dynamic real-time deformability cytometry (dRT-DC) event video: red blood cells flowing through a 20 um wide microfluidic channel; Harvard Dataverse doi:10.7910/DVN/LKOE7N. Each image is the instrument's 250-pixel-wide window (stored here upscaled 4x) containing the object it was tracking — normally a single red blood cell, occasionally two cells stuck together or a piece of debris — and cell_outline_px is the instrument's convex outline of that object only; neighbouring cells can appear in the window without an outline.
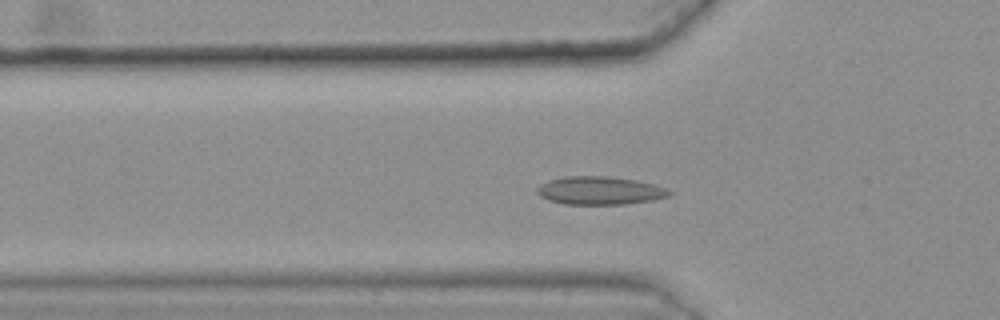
{"species": "common noctule bat (a hibernating species)", "species_latin": "Nyctalus noctula", "temperature_condition": "warm", "stored_images_in_passage": 43, "camera_frame_rate_fps": 3000, "um_per_image_px": 0.085, "animal": {"sex": "female", "body_mass_g": 25.1}, "frame": {"image": 1, "passage_image": 15, "time_ms": 4.667, "image_size_px": [1000, 320], "cell_outline_px": [[672, 192], [668, 196], [652, 200], [624, 204], [564, 204], [548, 200], [540, 196], [536, 192], [536, 188], [540, 184], [548, 180], [564, 176], [608, 176], [636, 180], [652, 184], [664, 188]], "centroid_in_image_um": [50.92, 16.19], "position_along_channel_um": 74.9, "area_um2": 21.62}}
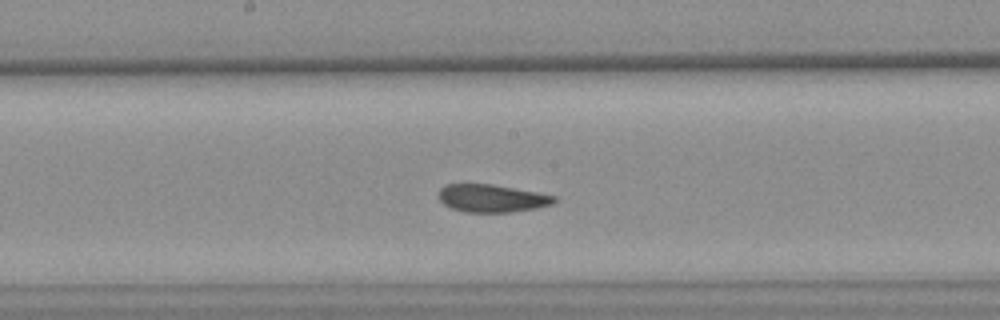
{"frame": {"image": 2, "passage_image": 26, "time_ms": 8.333, "image_size_px": [1000, 320], "cell_outline_px": [[556, 200], [552, 204], [536, 208], [512, 212], [464, 212], [452, 208], [444, 204], [436, 196], [440, 188], [444, 184], [492, 184], [536, 192], [556, 196]], "centroid_in_image_um": [41.76, 16.85], "position_along_channel_um": 206.4, "area_um2": 18.73}}
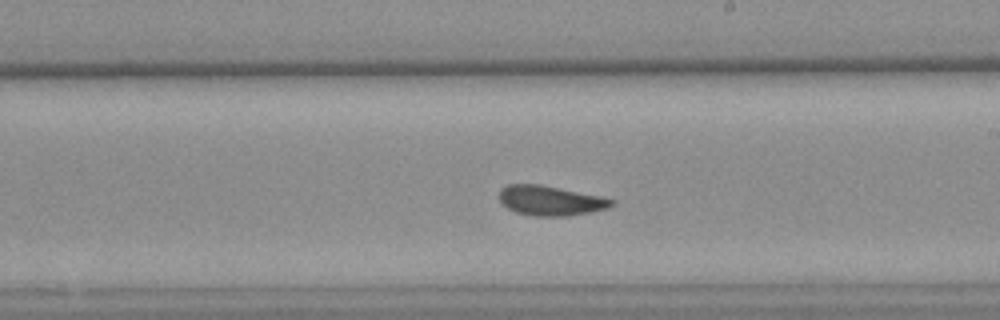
{"frame": {"image": 3, "passage_image": 29, "time_ms": 9.333, "image_size_px": [1000, 320], "cell_outline_px": [[616, 204], [608, 208], [588, 212], [564, 216], [532, 216], [516, 212], [508, 208], [500, 200], [500, 188], [508, 184], [540, 184], [600, 196], [616, 200]], "centroid_in_image_um": [46.8, 17.04], "position_along_channel_um": 242.2, "area_um2": 19.42}, "authors_computed_cell_mechanics": {"area_um2": 19.8254, "velocity_mm_per_s": 3.5884, "shape_relaxation_time_tau1_ms": null, "shape_relaxation_time_tau2_ms": 2.2074, "deformation_change_tau1": null, "deformation_change_tau2": 0.0683}}